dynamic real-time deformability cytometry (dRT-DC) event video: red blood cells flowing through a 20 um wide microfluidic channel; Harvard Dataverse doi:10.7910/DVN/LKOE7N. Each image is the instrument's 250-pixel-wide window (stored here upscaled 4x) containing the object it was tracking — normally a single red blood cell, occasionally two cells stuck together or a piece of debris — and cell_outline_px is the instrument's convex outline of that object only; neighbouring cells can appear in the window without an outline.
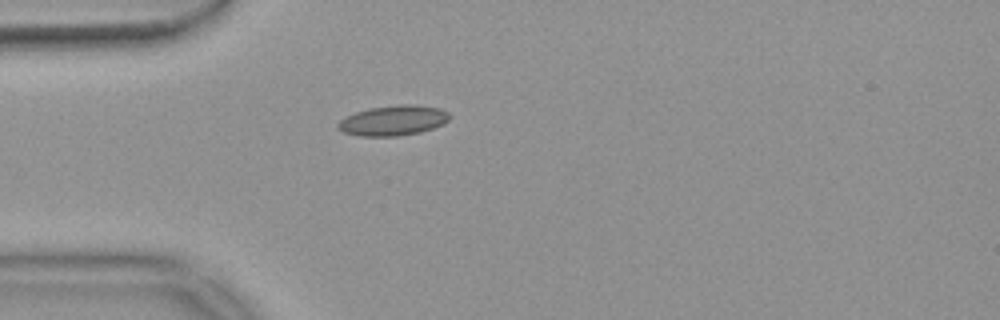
{"species": "common noctule bat (a hibernating species)", "species_latin": "Nyctalus noctula", "temperature_condition": "warm", "stored_images_in_passage": 40, "camera_frame_rate_fps": 3000, "um_per_image_px": 0.085, "animal": {"sex": "female", "body_mass_g": 18.4}, "frame": {"image": 1, "passage_image": 1, "time_ms": 0.0, "image_size_px": [1000, 320], "cell_outline_px": [[452, 116], [444, 124], [420, 132], [396, 136], [360, 136], [344, 132], [336, 128], [336, 124], [340, 120], [356, 112], [368, 108], [400, 104], [416, 104], [440, 108], [448, 112]], "centroid_in_image_um": [33.44, 10.23], "position_along_channel_um": 51.6, "area_um2": 19.71}}
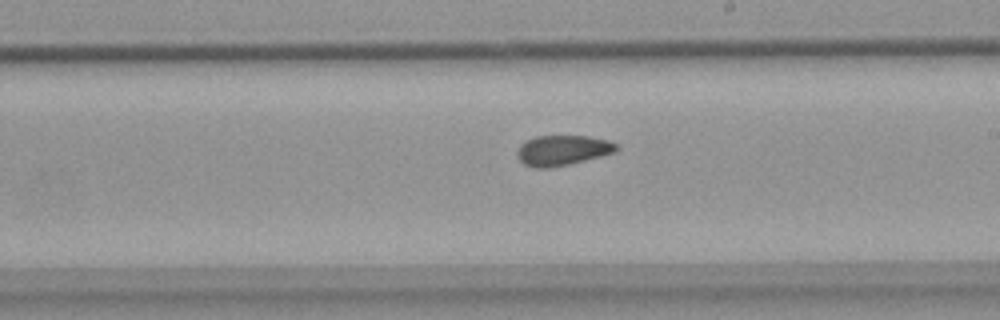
{"frame": {"image": 2, "passage_image": 17, "time_ms": 5.333, "image_size_px": [1000, 320], "cell_outline_px": [[620, 148], [616, 152], [568, 164], [548, 168], [536, 168], [524, 164], [516, 156], [516, 152], [520, 144], [536, 136], [588, 136], [608, 140], [616, 144]], "centroid_in_image_um": [47.81, 12.77], "position_along_channel_um": 241.2, "area_um2": 17.4}}
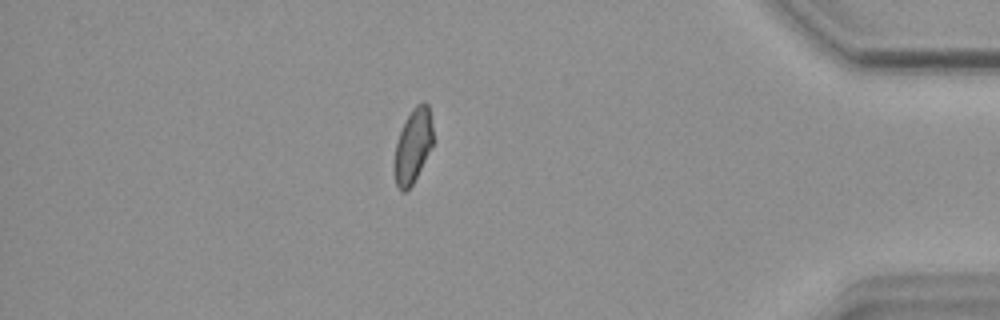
{"frame": {"image": 3, "passage_image": 33, "time_ms": 10.667, "image_size_px": [1000, 320], "cell_outline_px": [[432, 144], [412, 184], [404, 192], [400, 192], [396, 184], [392, 168], [396, 144], [400, 132], [412, 108], [416, 104], [424, 100], [428, 104], [432, 124]], "centroid_in_image_um": [35.06, 12.39], "position_along_channel_um": 400.1, "area_um2": 16.53}, "authors_computed_cell_mechanics": {"area_um2": 17.5134, "velocity_mm_per_s": 3.7245, "shape_relaxation_time_tau1_ms": null, "shape_relaxation_time_tau2_ms": 2.0855, "deformation_change_tau1": null, "deformation_change_tau2": 0.0639}}